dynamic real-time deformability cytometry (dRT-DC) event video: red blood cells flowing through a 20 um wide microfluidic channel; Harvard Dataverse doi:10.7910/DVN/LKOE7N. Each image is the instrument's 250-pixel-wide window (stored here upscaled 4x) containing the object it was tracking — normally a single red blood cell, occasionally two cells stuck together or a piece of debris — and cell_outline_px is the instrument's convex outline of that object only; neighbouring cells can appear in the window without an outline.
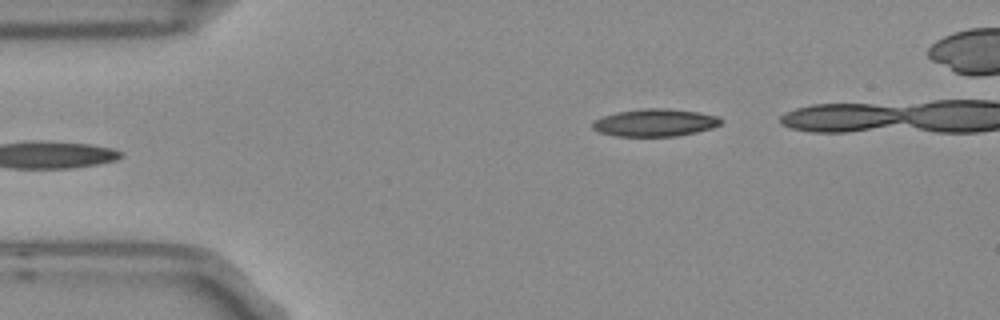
{"species": "Egyptian fruit bat (a non-hibernating species)", "species_latin": "Rousettus aegyptiacus", "temperature_condition": "room temperature", "stored_images_in_passage": 6, "camera_frame_rate_fps": 3000, "um_per_image_px": 0.085, "frame": {"image": 1, "passage_image": 6, "time_ms": 1.667, "image_size_px": [1000, 320], "cell_outline_px": [[724, 120], [720, 124], [712, 128], [696, 132], [676, 136], [616, 136], [600, 132], [592, 128], [592, 120], [616, 112], [640, 108], [668, 108], [700, 112], [720, 116]], "centroid_in_image_um": [55.7, 10.41], "position_along_channel_um": 29.3, "area_um2": 20.81}}